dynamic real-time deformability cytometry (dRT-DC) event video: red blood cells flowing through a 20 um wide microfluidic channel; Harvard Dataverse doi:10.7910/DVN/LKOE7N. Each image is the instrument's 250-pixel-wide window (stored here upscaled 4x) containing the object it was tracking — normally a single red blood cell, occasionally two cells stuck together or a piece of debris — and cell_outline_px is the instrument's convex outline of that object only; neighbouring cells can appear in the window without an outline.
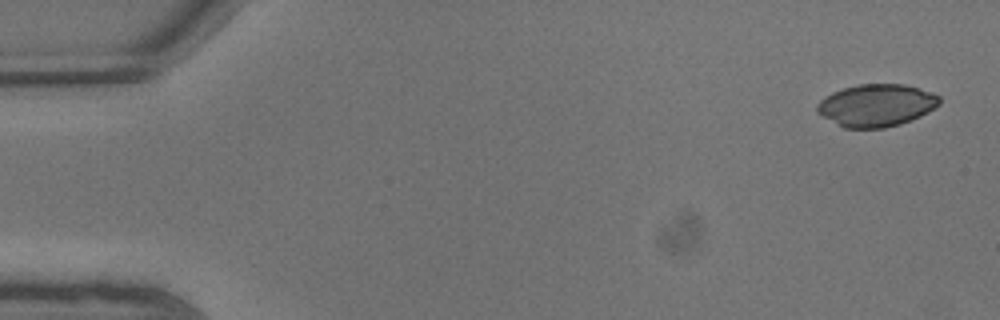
{"species": "common noctule bat (a hibernating species)", "species_latin": "Nyctalus noctula", "temperature_condition": "warm", "stored_images_in_passage": 11, "camera_frame_rate_fps": 3000, "um_per_image_px": 0.085, "animal": {"sex": "male", "body_mass_g": 13.3}, "frame": {"image": 1, "passage_image": 1, "time_ms": 0.0, "image_size_px": [1000, 320], "cell_outline_px": [[940, 104], [928, 112], [912, 120], [900, 124], [884, 128], [844, 128], [836, 124], [816, 112], [816, 104], [824, 96], [832, 92], [856, 84], [904, 84], [920, 88], [932, 92], [940, 96]], "centroid_in_image_um": [74.49, 8.95], "position_along_channel_um": 10.5, "area_um2": 30.46}}
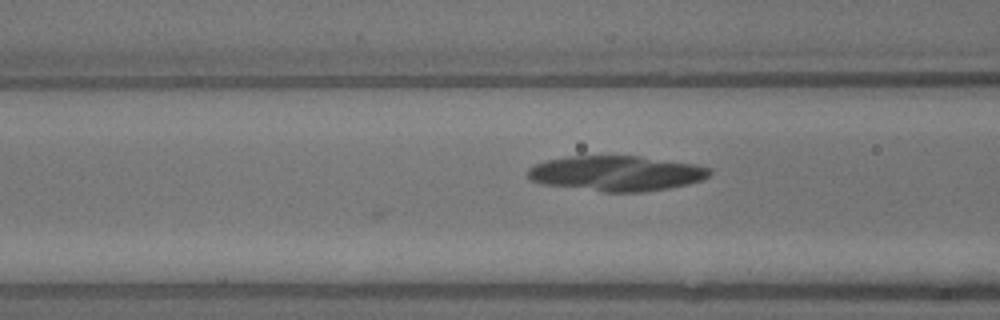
{"frame": {"image": 2, "passage_image": 8, "time_ms": 2.333, "image_size_px": [1000, 320], "cell_outline_px": [[712, 172], [704, 180], [688, 184], [668, 188], [644, 192], [604, 192], [540, 184], [532, 180], [528, 176], [528, 168], [536, 164], [548, 160], [568, 156], [640, 156], [692, 164], [712, 168]], "centroid_in_image_um": [52.4, 14.74], "position_along_channel_um": 114.2, "area_um2": 37.4}}
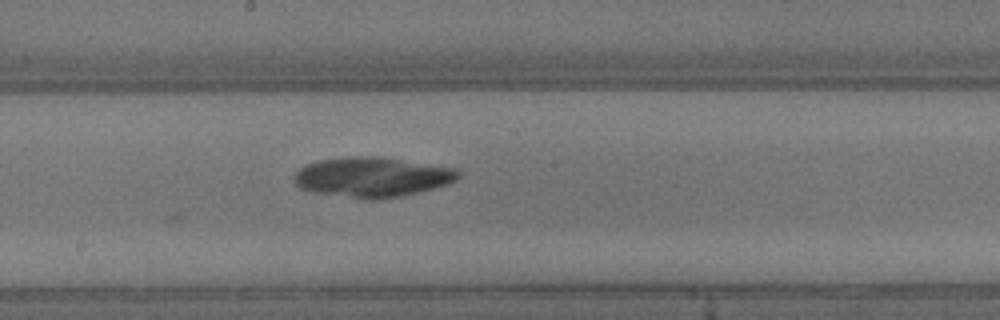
{"frame": {"image": 3, "passage_image": 11, "time_ms": 3.333, "image_size_px": [1000, 320], "cell_outline_px": [[460, 176], [456, 180], [448, 184], [400, 196], [372, 200], [364, 200], [312, 192], [300, 188], [292, 180], [296, 172], [300, 168], [308, 164], [320, 160], [352, 156], [376, 156], [456, 168], [460, 172]], "centroid_in_image_um": [31.61, 15.06], "position_along_channel_um": 216.6, "area_um2": 38.15}}